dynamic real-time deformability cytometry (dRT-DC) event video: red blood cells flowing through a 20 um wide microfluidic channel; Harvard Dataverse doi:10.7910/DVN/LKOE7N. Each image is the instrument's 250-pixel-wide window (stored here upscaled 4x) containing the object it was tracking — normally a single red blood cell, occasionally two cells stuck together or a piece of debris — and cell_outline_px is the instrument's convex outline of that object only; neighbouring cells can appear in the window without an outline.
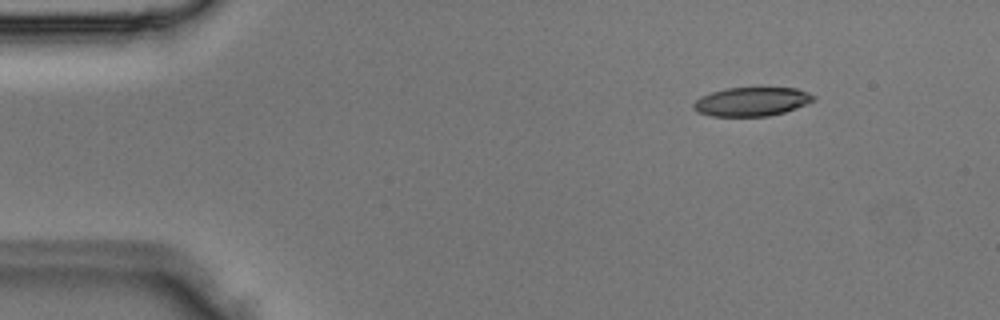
{"species": "Egyptian fruit bat (a non-hibernating species)", "species_latin": "Rousettus aegyptiacus", "temperature_condition": "room temperature", "stored_images_in_passage": 3, "camera_frame_rate_fps": 3000, "um_per_image_px": 0.085, "animal": {"sex": "male"}, "frame": {"image": 1, "passage_image": 1, "time_ms": 0.0, "image_size_px": [1000, 320], "cell_outline_px": [[816, 100], [796, 108], [784, 112], [768, 116], [712, 116], [700, 112], [692, 108], [692, 104], [700, 96], [712, 92], [728, 88], [756, 84], [796, 88], [808, 92], [816, 96]], "centroid_in_image_um": [63.94, 8.58], "position_along_channel_um": 21.1, "area_um2": 21.1}}